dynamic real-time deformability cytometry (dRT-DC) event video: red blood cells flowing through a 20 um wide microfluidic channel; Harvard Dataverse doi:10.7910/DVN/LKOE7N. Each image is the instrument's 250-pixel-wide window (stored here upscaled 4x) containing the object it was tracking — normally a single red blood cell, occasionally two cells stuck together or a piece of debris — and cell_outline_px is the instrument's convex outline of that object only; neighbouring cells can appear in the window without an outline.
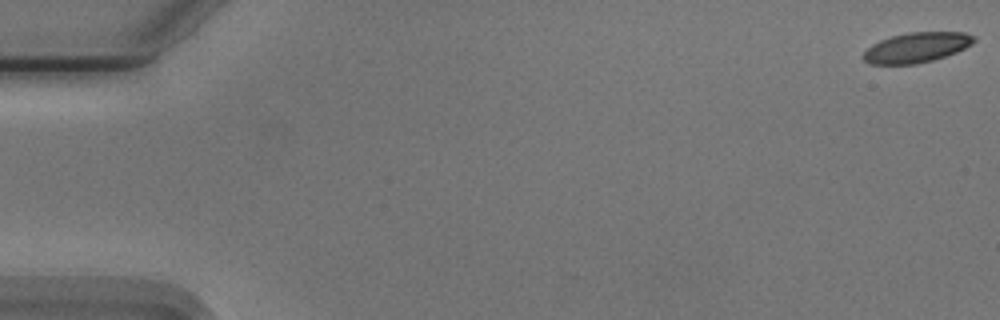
{"species": "Egyptian fruit bat (a non-hibernating species)", "species_latin": "Rousettus aegyptiacus", "temperature_condition": "cold", "stored_images_in_passage": 56, "camera_frame_rate_fps": 3000, "um_per_image_px": 0.085, "animal": {"sex": "male"}, "frame": {"image": 1, "passage_image": 1, "time_ms": 0.0, "image_size_px": [1000, 320], "cell_outline_px": [[976, 40], [972, 44], [956, 52], [932, 60], [916, 64], [868, 64], [860, 56], [872, 44], [880, 40], [892, 36], [908, 32], [964, 32], [976, 36]], "centroid_in_image_um": [77.89, 4.03], "position_along_channel_um": 7.1, "area_um2": 19.42}}
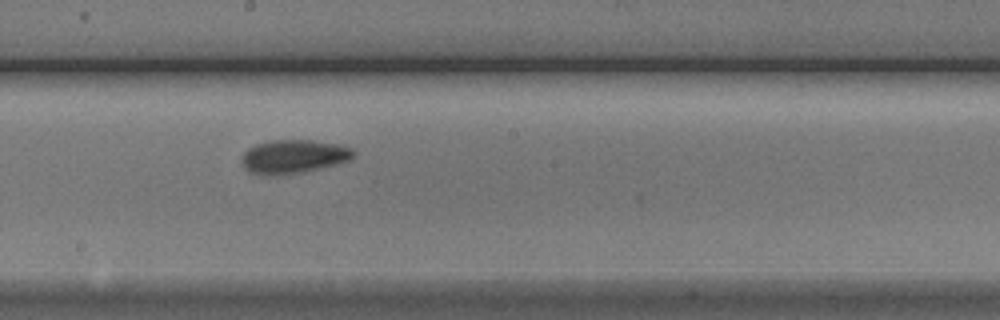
{"frame": {"image": 2, "passage_image": 31, "time_ms": 10.0, "image_size_px": [1000, 320], "cell_outline_px": [[356, 152], [348, 160], [336, 164], [320, 168], [300, 172], [276, 176], [264, 176], [248, 172], [244, 168], [240, 156], [248, 148], [256, 144], [272, 140], [312, 140], [340, 144], [352, 148]], "centroid_in_image_um": [24.9, 13.31], "position_along_channel_um": 223.3, "area_um2": 22.14}}
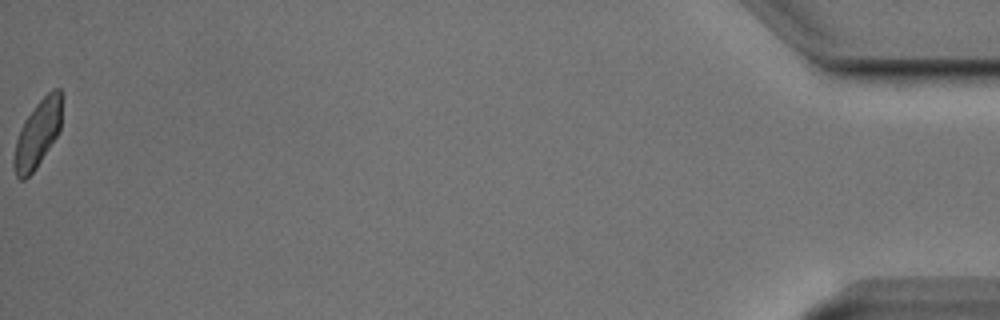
{"frame": {"image": 3, "passage_image": 56, "time_ms": 18.333, "image_size_px": [1000, 320], "cell_outline_px": [[64, 96], [60, 128], [56, 136], [36, 168], [24, 180], [20, 180], [16, 176], [12, 164], [12, 160], [16, 140], [20, 128], [24, 120], [36, 104], [52, 88], [60, 88]], "centroid_in_image_um": [3.21, 11.33], "position_along_channel_um": 432.0, "area_um2": 19.02}, "authors_computed_cell_mechanics": {"area_um2": 20.3167, "velocity_mm_per_s": 3.7197, "shape_relaxation_time_tau1_ms": 2.6646, "shape_relaxation_time_tau2_ms": 2.7219, "deformation_change_tau1": 0.1216, "deformation_change_tau2": 0.087}}